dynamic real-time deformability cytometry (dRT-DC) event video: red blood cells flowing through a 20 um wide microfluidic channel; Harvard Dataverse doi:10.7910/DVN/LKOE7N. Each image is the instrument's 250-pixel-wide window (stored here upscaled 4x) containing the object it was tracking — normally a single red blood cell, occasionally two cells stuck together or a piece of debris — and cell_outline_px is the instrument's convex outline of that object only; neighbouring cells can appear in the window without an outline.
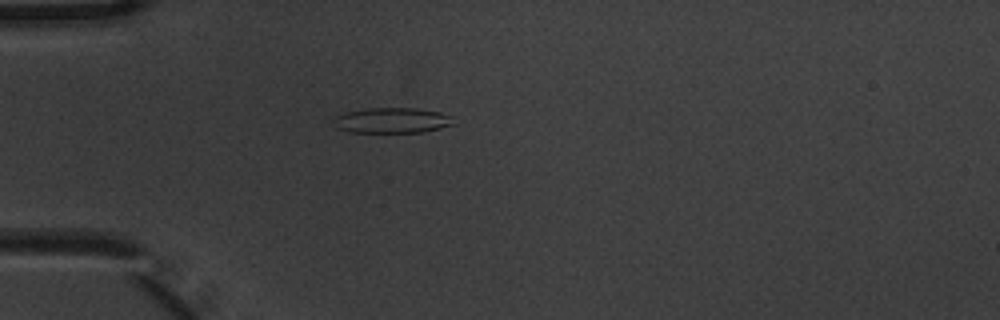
{"species": "common noctule bat (a hibernating species)", "species_latin": "Nyctalus noctula", "temperature_condition": "warm", "stored_images_in_passage": 2, "camera_frame_rate_fps": 3000, "um_per_image_px": 0.085, "animal": {"sex": "male", "body_mass_g": 20.1, "forearm_length_mm": 53.5}, "frame": {"image": 1, "passage_image": 2, "time_ms": 0.333, "image_size_px": [1000, 320], "cell_outline_px": [[452, 124], [440, 128], [424, 132], [352, 132], [336, 128], [332, 124], [332, 120], [336, 116], [348, 112], [368, 108], [416, 108], [440, 112], [448, 116]], "centroid_in_image_um": [33.25, 10.24], "position_along_channel_um": 51.8, "area_um2": 17.51}}